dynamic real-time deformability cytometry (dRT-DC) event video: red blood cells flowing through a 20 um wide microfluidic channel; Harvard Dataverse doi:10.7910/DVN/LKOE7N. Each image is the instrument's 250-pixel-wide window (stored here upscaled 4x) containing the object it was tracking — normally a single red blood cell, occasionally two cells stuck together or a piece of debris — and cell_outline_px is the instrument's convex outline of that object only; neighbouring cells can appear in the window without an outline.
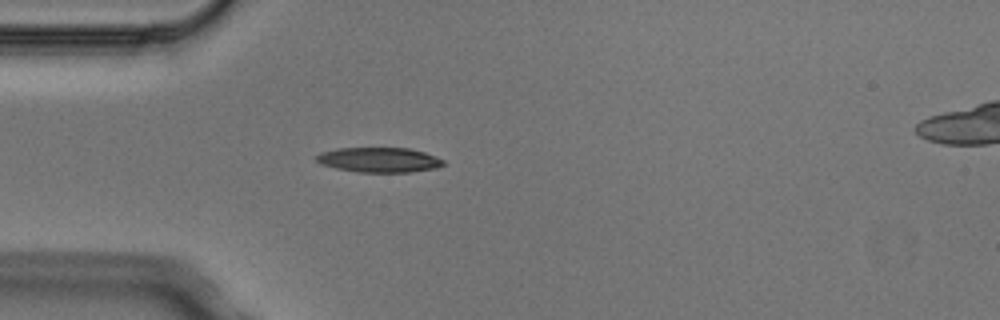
{"species": "Egyptian fruit bat (a non-hibernating species)", "species_latin": "Rousettus aegyptiacus", "temperature_condition": "cold", "stored_images_in_passage": 2, "camera_frame_rate_fps": 3000, "um_per_image_px": 0.085, "animal": {"sex": "male"}, "frame": {"image": 1, "passage_image": 2, "time_ms": 0.333, "image_size_px": [1000, 320], "cell_outline_px": [[444, 164], [436, 168], [412, 172], [356, 172], [336, 168], [320, 164], [316, 160], [316, 156], [320, 152], [336, 148], [408, 148], [424, 152], [444, 160]], "centroid_in_image_um": [32.2, 13.59], "position_along_channel_um": 52.8, "area_um2": 18.44}}